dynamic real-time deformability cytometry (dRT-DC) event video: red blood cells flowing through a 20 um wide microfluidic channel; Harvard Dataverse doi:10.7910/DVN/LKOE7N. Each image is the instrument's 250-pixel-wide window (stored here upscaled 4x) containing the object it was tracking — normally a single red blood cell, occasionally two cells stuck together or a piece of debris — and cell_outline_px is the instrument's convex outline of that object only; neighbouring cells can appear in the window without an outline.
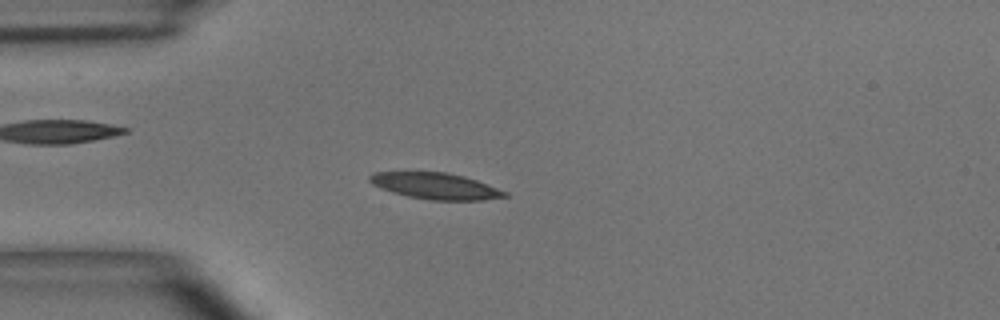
{"species": "common noctule bat (a hibernating species)", "species_latin": "Nyctalus noctula", "temperature_condition": "room temperature", "stored_images_in_passage": 3, "camera_frame_rate_fps": 3000, "um_per_image_px": 0.085, "animal": {"sex": "male", "body_mass_g": 15.6}, "frame": {"image": 1, "passage_image": 3, "time_ms": 3.0, "image_size_px": [1000, 320], "cell_outline_px": [[508, 196], [484, 200], [428, 200], [408, 196], [392, 192], [380, 188], [372, 184], [368, 180], [368, 176], [376, 172], [444, 172], [464, 176], [476, 180], [508, 192]], "centroid_in_image_um": [37.01, 15.81], "position_along_channel_um": 48.0, "area_um2": 20.63}}